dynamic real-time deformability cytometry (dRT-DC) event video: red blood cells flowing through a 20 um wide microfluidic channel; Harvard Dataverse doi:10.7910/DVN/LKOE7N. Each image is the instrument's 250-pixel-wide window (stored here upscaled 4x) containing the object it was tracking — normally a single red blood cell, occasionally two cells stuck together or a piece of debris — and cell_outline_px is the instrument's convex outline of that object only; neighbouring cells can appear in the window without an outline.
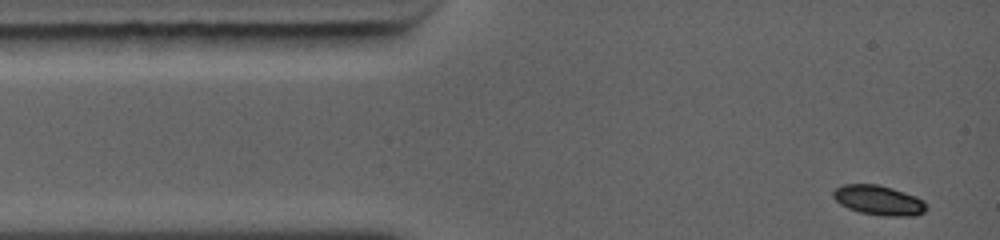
{"species": "common noctule bat (a hibernating species)", "species_latin": "Nyctalus noctula", "temperature_condition": "warm", "stored_images_in_passage": 4, "camera_frame_rate_fps": 5000, "um_per_image_px": 0.085, "animal": {"sex": "female", "body_mass_g": 19.0, "forearm_length_mm": 56.7}, "frame": {"image": 1, "passage_image": 1, "time_ms": 0.0, "image_size_px": [1000, 240], "cell_outline_px": [[928, 208], [924, 212], [916, 216], [884, 216], [860, 212], [848, 208], [840, 204], [832, 196], [832, 192], [836, 188], [844, 184], [876, 184], [892, 188], [916, 196], [924, 200]], "centroid_in_image_um": [74.71, 17.03], "position_along_channel_um": 10.3, "area_um2": 16.24}}
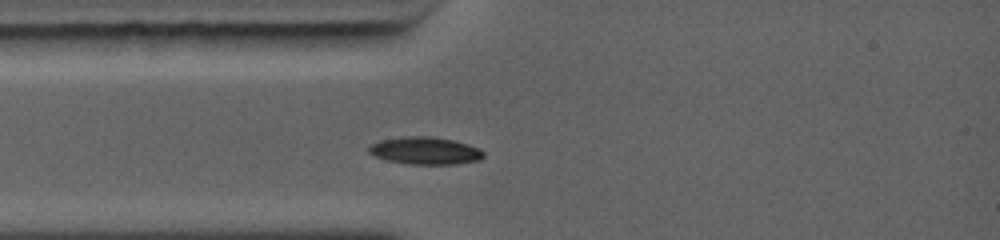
{"frame": {"image": 2, "passage_image": 4, "time_ms": 2.2, "image_size_px": [1000, 240], "cell_outline_px": [[484, 156], [480, 160], [456, 164], [404, 164], [388, 160], [376, 156], [368, 152], [368, 148], [372, 144], [380, 140], [408, 136], [428, 136], [452, 140], [476, 148], [484, 152]], "centroid_in_image_um": [36.11, 12.82], "position_along_channel_um": 48.9, "area_um2": 18.03}}